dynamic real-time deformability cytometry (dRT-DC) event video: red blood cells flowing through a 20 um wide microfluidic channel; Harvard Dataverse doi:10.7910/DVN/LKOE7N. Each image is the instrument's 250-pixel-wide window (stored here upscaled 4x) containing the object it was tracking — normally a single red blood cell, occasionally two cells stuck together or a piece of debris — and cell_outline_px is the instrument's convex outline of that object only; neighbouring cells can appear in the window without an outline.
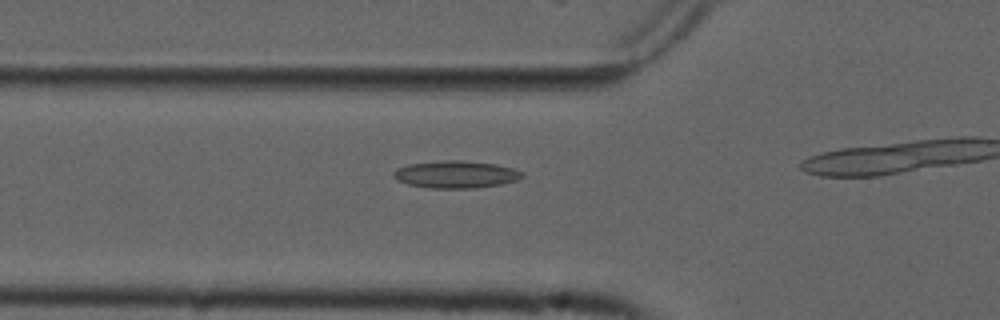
{"species": "common noctule bat (a hibernating species)", "species_latin": "Nyctalus noctula", "temperature_condition": "cold", "stored_images_in_passage": 11, "camera_frame_rate_fps": 3000, "um_per_image_px": 0.085, "animal": {"sex": "male", "forearm_length_mm": 52.5}, "frame": {"image": 1, "passage_image": 7, "time_ms": 2.0, "image_size_px": [1000, 320], "cell_outline_px": [[524, 176], [516, 180], [500, 184], [476, 188], [428, 188], [408, 184], [396, 180], [392, 176], [392, 172], [396, 168], [408, 164], [444, 160], [460, 160], [496, 164], [512, 168], [524, 172]], "centroid_in_image_um": [38.71, 14.82], "position_along_channel_um": 87.1, "area_um2": 20.58}}
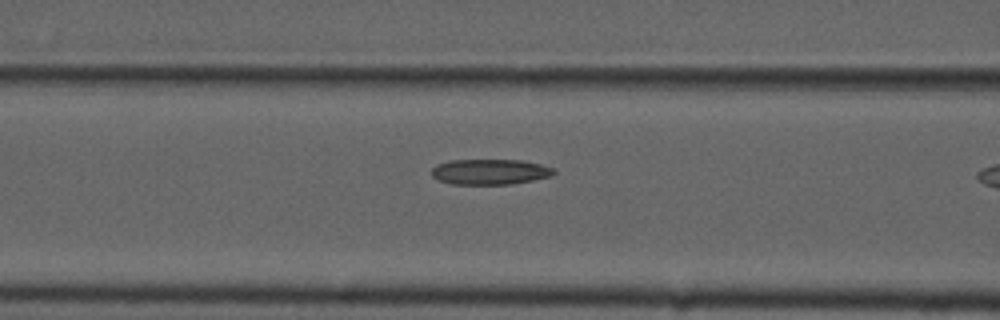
{"frame": {"image": 2, "passage_image": 10, "time_ms": 3.0, "image_size_px": [1000, 320], "cell_outline_px": [[556, 172], [552, 176], [512, 184], [452, 184], [440, 180], [432, 176], [432, 168], [436, 164], [448, 160], [520, 160], [540, 164], [556, 168]], "centroid_in_image_um": [41.66, 14.6], "position_along_channel_um": 124.9, "area_um2": 18.21}}